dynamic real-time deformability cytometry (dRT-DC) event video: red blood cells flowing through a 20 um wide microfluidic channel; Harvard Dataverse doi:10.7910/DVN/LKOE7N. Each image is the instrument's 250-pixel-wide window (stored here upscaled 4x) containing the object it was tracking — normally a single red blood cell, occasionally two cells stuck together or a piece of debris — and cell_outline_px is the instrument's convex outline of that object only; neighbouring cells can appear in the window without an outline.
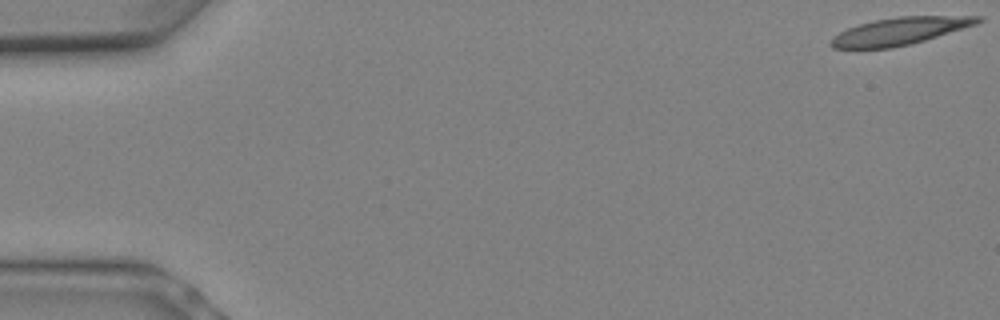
{"species": "Egyptian fruit bat (a non-hibernating species)", "species_latin": "Rousettus aegyptiacus", "temperature_condition": "warm", "stored_images_in_passage": 10, "camera_frame_rate_fps": 3000, "um_per_image_px": 0.085, "animal": {"sex": "female"}, "frame": {"image": 1, "passage_image": 1, "time_ms": 0.0, "image_size_px": [1000, 320], "cell_outline_px": [[984, 20], [976, 24], [924, 40], [892, 48], [832, 48], [828, 44], [832, 36], [848, 28], [860, 24], [876, 20], [900, 16], [984, 16]], "centroid_in_image_um": [76.47, 2.64], "position_along_channel_um": 8.5, "area_um2": 23.12}}
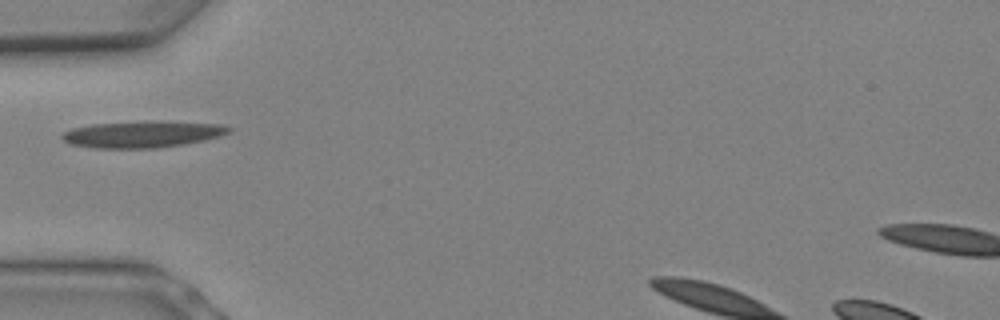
{"frame": {"image": 2, "passage_image": 8, "time_ms": 2.333, "image_size_px": [1000, 320], "cell_outline_px": [[232, 128], [228, 132], [220, 136], [204, 140], [184, 144], [156, 148], [92, 148], [68, 144], [60, 136], [64, 132], [72, 128], [92, 124], [160, 120], [220, 124]], "centroid_in_image_um": [12.09, 11.4], "position_along_channel_um": 72.9, "area_um2": 26.01}}
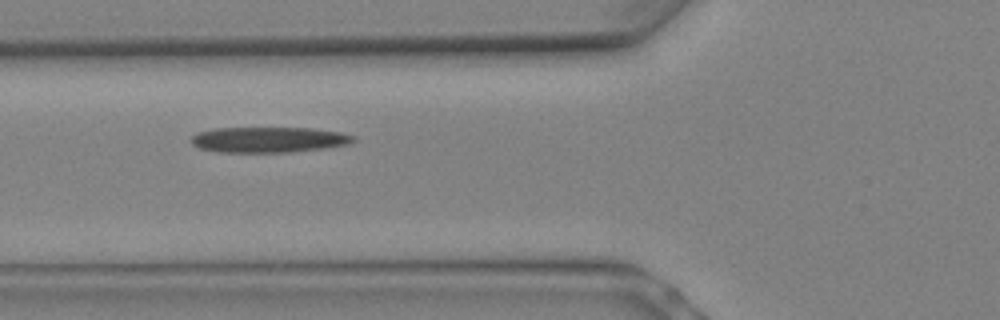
{"frame": {"image": 3, "passage_image": 9, "time_ms": 2.667, "image_size_px": [1000, 320], "cell_outline_px": [[356, 140], [348, 144], [324, 148], [292, 152], [216, 152], [200, 148], [192, 144], [188, 140], [196, 132], [216, 128], [312, 128], [340, 132], [356, 136]], "centroid_in_image_um": [22.81, 11.87], "position_along_channel_um": 103.0, "area_um2": 24.33}}